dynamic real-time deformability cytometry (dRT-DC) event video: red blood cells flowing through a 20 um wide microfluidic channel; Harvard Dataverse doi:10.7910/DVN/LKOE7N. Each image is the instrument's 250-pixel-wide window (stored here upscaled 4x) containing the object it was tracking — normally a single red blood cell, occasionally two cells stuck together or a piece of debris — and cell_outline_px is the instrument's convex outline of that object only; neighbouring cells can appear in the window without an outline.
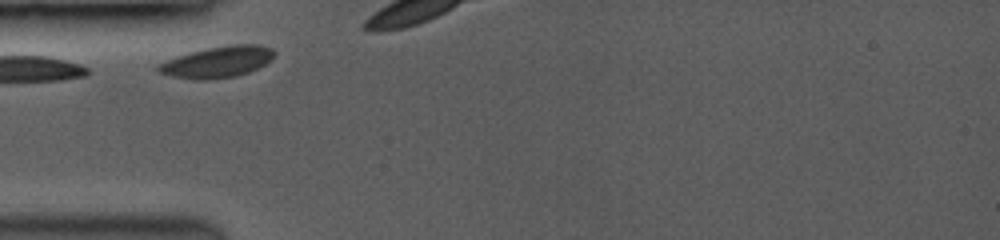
{"species": "common noctule bat (a hibernating species)", "species_latin": "Nyctalus noctula", "temperature_condition": "room temperature", "stored_images_in_passage": 5, "camera_frame_rate_fps": 3500, "um_per_image_px": 0.085, "animal": {"sex": "female", "body_mass_g": 19.0, "forearm_length_mm": 53.3}, "frame": {"image": 1, "passage_image": 1, "time_ms": 0.0, "image_size_px": [1000, 240], "cell_outline_px": [[276, 52], [272, 60], [248, 72], [236, 76], [204, 80], [200, 80], [172, 76], [156, 72], [156, 68], [160, 64], [168, 60], [192, 52], [208, 48], [236, 44], [260, 44], [272, 48]], "centroid_in_image_um": [18.53, 5.26], "position_along_channel_um": 66.5, "area_um2": 20.81}}